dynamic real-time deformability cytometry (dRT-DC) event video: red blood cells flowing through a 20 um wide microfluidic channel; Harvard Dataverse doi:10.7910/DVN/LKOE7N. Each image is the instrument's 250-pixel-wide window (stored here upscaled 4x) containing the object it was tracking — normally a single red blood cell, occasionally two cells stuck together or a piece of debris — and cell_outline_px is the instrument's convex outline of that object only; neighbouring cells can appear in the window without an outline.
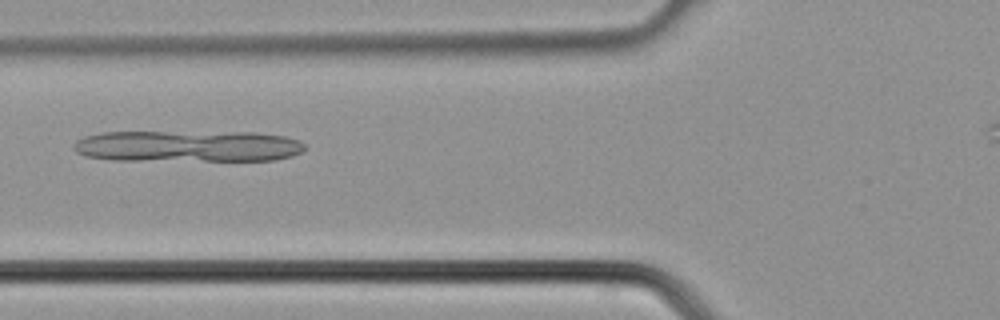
{"species": "common noctule bat (a hibernating species)", "species_latin": "Nyctalus noctula", "temperature_condition": "cold", "stored_images_in_passage": 27, "camera_frame_rate_fps": 3000, "um_per_image_px": 0.085, "animal": {"sex": "male", "body_mass_g": 21.5, "forearm_length_mm": 52.0}, "frame": {"image": 1, "passage_image": 7, "time_ms": 2.0, "image_size_px": [1000, 320], "cell_outline_px": [[304, 148], [300, 152], [292, 156], [276, 160], [108, 160], [84, 156], [76, 152], [72, 148], [72, 144], [76, 140], [84, 136], [100, 132], [256, 132], [284, 136], [300, 140], [304, 144]], "centroid_in_image_um": [15.91, 12.42], "position_along_channel_um": 109.9, "area_um2": 42.83}}
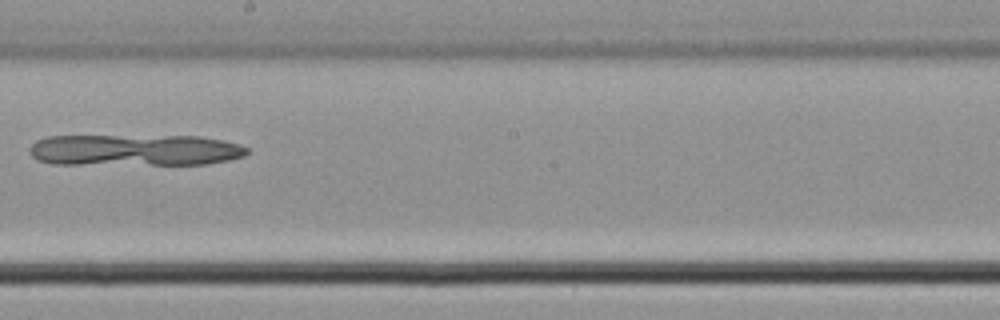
{"frame": {"image": 2, "passage_image": 14, "time_ms": 4.333, "image_size_px": [1000, 320], "cell_outline_px": [[248, 152], [244, 156], [228, 160], [208, 164], [52, 164], [36, 160], [28, 152], [28, 148], [36, 140], [48, 136], [200, 136], [224, 140], [248, 148]], "centroid_in_image_um": [11.41, 12.76], "position_along_channel_um": 236.8, "area_um2": 40.17}}
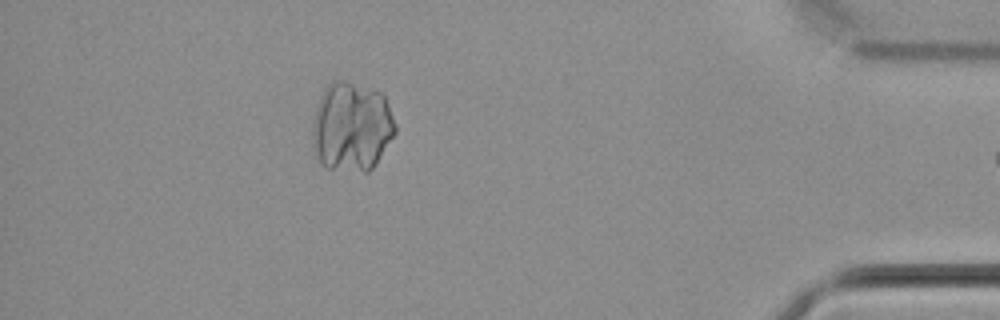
{"frame": {"image": 3, "passage_image": 26, "time_ms": 8.333, "image_size_px": [1000, 320], "cell_outline_px": [[396, 132], [376, 164], [368, 172], [364, 172], [328, 168], [316, 156], [312, 144], [312, 124], [316, 108], [320, 96], [324, 88], [332, 80], [340, 80], [380, 92], [384, 96], [388, 104], [396, 124]], "centroid_in_image_um": [29.88, 10.78], "position_along_channel_um": 405.3, "area_um2": 43.18}}